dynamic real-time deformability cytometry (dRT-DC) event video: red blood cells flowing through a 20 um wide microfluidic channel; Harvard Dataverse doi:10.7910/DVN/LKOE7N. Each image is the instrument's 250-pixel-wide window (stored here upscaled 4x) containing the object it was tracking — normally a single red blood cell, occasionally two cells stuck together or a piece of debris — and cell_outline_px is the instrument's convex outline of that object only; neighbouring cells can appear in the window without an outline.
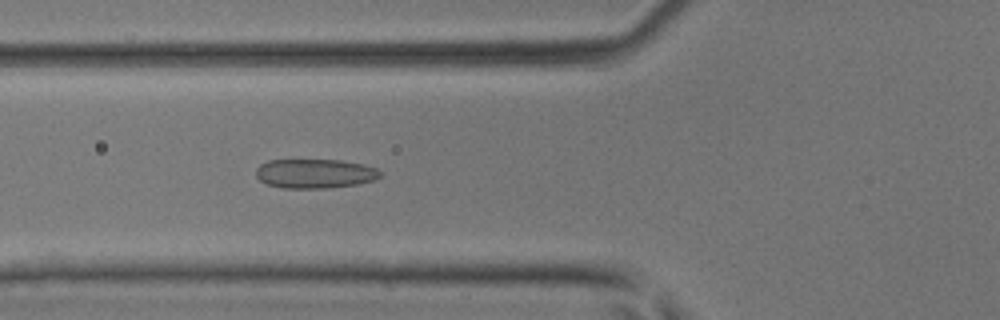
{"species": "common noctule bat (a hibernating species)", "species_latin": "Nyctalus noctula", "temperature_condition": "room temperature", "stored_images_in_passage": 46, "camera_frame_rate_fps": 3000, "um_per_image_px": 0.085, "animal": {"sex": "male", "body_mass_g": 17.9, "forearm_length_mm": 54.2}, "frame": {"image": 1, "passage_image": 18, "time_ms": 5.667, "image_size_px": [1000, 320], "cell_outline_px": [[380, 176], [376, 180], [356, 184], [324, 188], [284, 188], [268, 184], [260, 180], [256, 176], [256, 168], [260, 164], [268, 160], [340, 160], [364, 164], [376, 168], [380, 172]], "centroid_in_image_um": [26.76, 14.75], "position_along_channel_um": 99.0, "area_um2": 21.15}}
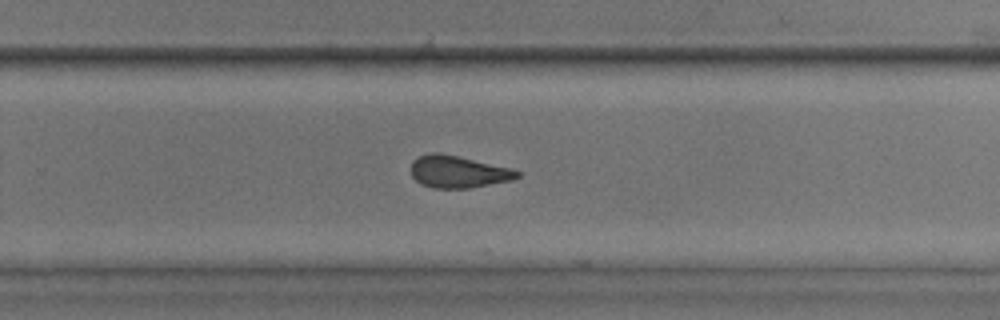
{"frame": {"image": 2, "passage_image": 31, "time_ms": 10.0, "image_size_px": [1000, 320], "cell_outline_px": [[520, 176], [512, 180], [468, 188], [436, 188], [420, 184], [412, 176], [412, 160], [420, 156], [432, 152], [440, 152], [512, 168], [520, 172]], "centroid_in_image_um": [38.95, 14.59], "position_along_channel_um": 290.9, "area_um2": 19.83}}
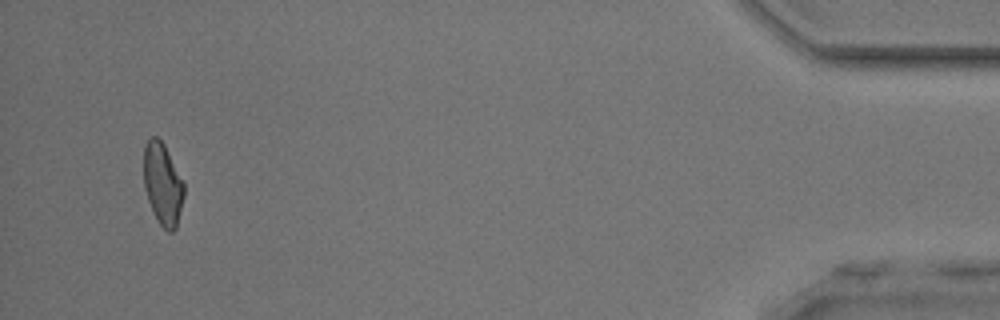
{"frame": {"image": 3, "passage_image": 45, "time_ms": 14.667, "image_size_px": [1000, 320], "cell_outline_px": [[184, 196], [176, 228], [172, 232], [168, 232], [156, 220], [148, 200], [144, 188], [144, 144], [152, 136], [156, 136], [164, 144], [184, 184]], "centroid_in_image_um": [13.82, 15.66], "position_along_channel_um": 421.4, "area_um2": 19.13}}